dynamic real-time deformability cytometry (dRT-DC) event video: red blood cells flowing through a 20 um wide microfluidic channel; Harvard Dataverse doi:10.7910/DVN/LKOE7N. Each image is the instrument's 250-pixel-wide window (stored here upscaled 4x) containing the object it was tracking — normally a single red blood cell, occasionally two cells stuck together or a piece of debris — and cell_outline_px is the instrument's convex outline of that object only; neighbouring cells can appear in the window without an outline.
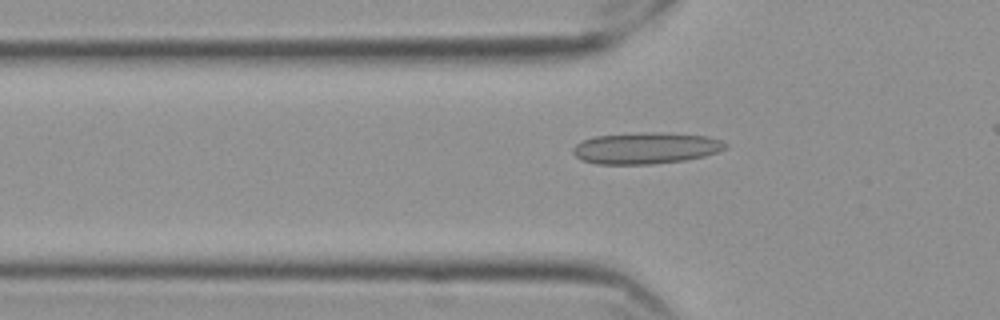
{"species": "Egyptian fruit bat (a non-hibernating species)", "species_latin": "Rousettus aegyptiacus", "temperature_condition": "cold", "stored_images_in_passage": 36, "camera_frame_rate_fps": 3000, "um_per_image_px": 0.085, "frame": {"image": 1, "passage_image": 5, "time_ms": 1.333, "image_size_px": [1000, 320], "cell_outline_px": [[728, 148], [704, 156], [684, 160], [652, 164], [596, 164], [580, 160], [572, 152], [572, 148], [576, 144], [584, 140], [596, 136], [648, 132], [664, 132], [708, 136], [720, 140], [728, 144]], "centroid_in_image_um": [54.9, 12.59], "position_along_channel_um": 70.9, "area_um2": 27.98}}
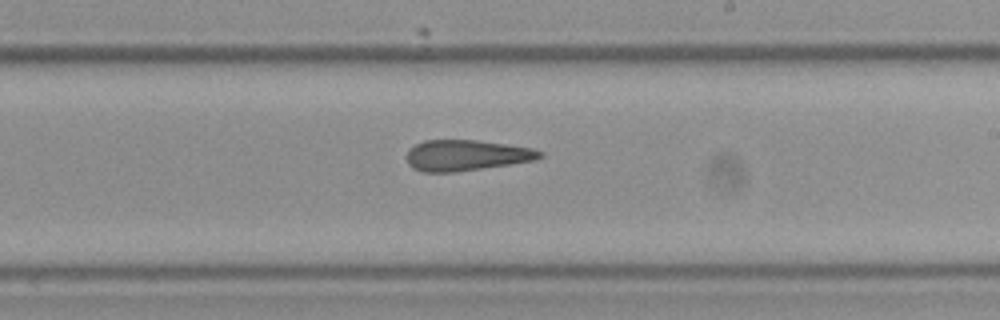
{"frame": {"image": 2, "passage_image": 20, "time_ms": 6.333, "image_size_px": [1000, 320], "cell_outline_px": [[544, 156], [536, 160], [456, 172], [420, 172], [412, 168], [408, 164], [408, 148], [424, 140], [476, 140], [508, 144], [532, 148], [544, 152]], "centroid_in_image_um": [39.64, 13.2], "position_along_channel_um": 249.4, "area_um2": 24.04}}
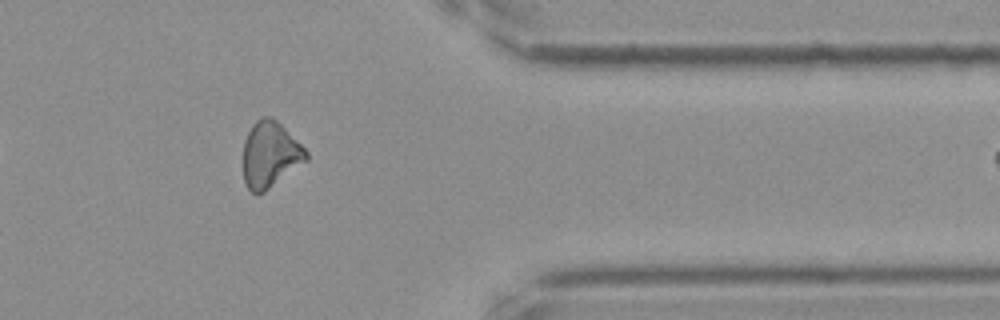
{"frame": {"image": 3, "passage_image": 33, "time_ms": 10.667, "image_size_px": [1000, 320], "cell_outline_px": [[308, 160], [264, 192], [256, 196], [248, 188], [244, 180], [244, 140], [252, 124], [256, 120], [264, 116], [272, 116], [308, 152]], "centroid_in_image_um": [22.95, 13.15], "position_along_channel_um": 388.4, "area_um2": 24.04}}